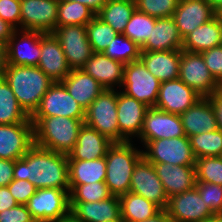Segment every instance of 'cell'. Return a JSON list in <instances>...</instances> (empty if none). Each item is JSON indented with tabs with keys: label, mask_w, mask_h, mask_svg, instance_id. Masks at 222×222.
Wrapping results in <instances>:
<instances>
[{
	"label": "cell",
	"mask_w": 222,
	"mask_h": 222,
	"mask_svg": "<svg viewBox=\"0 0 222 222\" xmlns=\"http://www.w3.org/2000/svg\"><path fill=\"white\" fill-rule=\"evenodd\" d=\"M13 178L28 180L36 189L69 190L68 156L34 145L14 161Z\"/></svg>",
	"instance_id": "6da1fadb"
},
{
	"label": "cell",
	"mask_w": 222,
	"mask_h": 222,
	"mask_svg": "<svg viewBox=\"0 0 222 222\" xmlns=\"http://www.w3.org/2000/svg\"><path fill=\"white\" fill-rule=\"evenodd\" d=\"M3 78L24 111L31 116L54 81L38 66L7 65Z\"/></svg>",
	"instance_id": "7a4b0ae2"
},
{
	"label": "cell",
	"mask_w": 222,
	"mask_h": 222,
	"mask_svg": "<svg viewBox=\"0 0 222 222\" xmlns=\"http://www.w3.org/2000/svg\"><path fill=\"white\" fill-rule=\"evenodd\" d=\"M30 120L36 146L67 155L75 146L84 125V119L63 116L30 117Z\"/></svg>",
	"instance_id": "3957f363"
},
{
	"label": "cell",
	"mask_w": 222,
	"mask_h": 222,
	"mask_svg": "<svg viewBox=\"0 0 222 222\" xmlns=\"http://www.w3.org/2000/svg\"><path fill=\"white\" fill-rule=\"evenodd\" d=\"M143 158V150H137L130 142L113 143L105 156V184L112 195L130 192L131 177L135 165Z\"/></svg>",
	"instance_id": "277c9868"
},
{
	"label": "cell",
	"mask_w": 222,
	"mask_h": 222,
	"mask_svg": "<svg viewBox=\"0 0 222 222\" xmlns=\"http://www.w3.org/2000/svg\"><path fill=\"white\" fill-rule=\"evenodd\" d=\"M84 123L105 135L113 143H119L117 91L104 89L85 110Z\"/></svg>",
	"instance_id": "5b68a950"
},
{
	"label": "cell",
	"mask_w": 222,
	"mask_h": 222,
	"mask_svg": "<svg viewBox=\"0 0 222 222\" xmlns=\"http://www.w3.org/2000/svg\"><path fill=\"white\" fill-rule=\"evenodd\" d=\"M25 205L36 222H57L71 213L69 190L36 189Z\"/></svg>",
	"instance_id": "8992f818"
},
{
	"label": "cell",
	"mask_w": 222,
	"mask_h": 222,
	"mask_svg": "<svg viewBox=\"0 0 222 222\" xmlns=\"http://www.w3.org/2000/svg\"><path fill=\"white\" fill-rule=\"evenodd\" d=\"M160 81L142 63L136 60L124 65L122 90L127 96L135 98L146 106L155 107L160 89Z\"/></svg>",
	"instance_id": "52a82bcc"
},
{
	"label": "cell",
	"mask_w": 222,
	"mask_h": 222,
	"mask_svg": "<svg viewBox=\"0 0 222 222\" xmlns=\"http://www.w3.org/2000/svg\"><path fill=\"white\" fill-rule=\"evenodd\" d=\"M143 157L150 163L195 166L196 157L187 136L148 141Z\"/></svg>",
	"instance_id": "ba28073f"
},
{
	"label": "cell",
	"mask_w": 222,
	"mask_h": 222,
	"mask_svg": "<svg viewBox=\"0 0 222 222\" xmlns=\"http://www.w3.org/2000/svg\"><path fill=\"white\" fill-rule=\"evenodd\" d=\"M179 78L202 97H210L222 88L197 52L181 50Z\"/></svg>",
	"instance_id": "9c48e42d"
},
{
	"label": "cell",
	"mask_w": 222,
	"mask_h": 222,
	"mask_svg": "<svg viewBox=\"0 0 222 222\" xmlns=\"http://www.w3.org/2000/svg\"><path fill=\"white\" fill-rule=\"evenodd\" d=\"M51 33L62 47L70 69H82L93 54L91 44L88 41L86 26H57Z\"/></svg>",
	"instance_id": "30bf717a"
},
{
	"label": "cell",
	"mask_w": 222,
	"mask_h": 222,
	"mask_svg": "<svg viewBox=\"0 0 222 222\" xmlns=\"http://www.w3.org/2000/svg\"><path fill=\"white\" fill-rule=\"evenodd\" d=\"M63 116L85 119V110L72 98L61 82H54L41 98L39 107L30 117Z\"/></svg>",
	"instance_id": "8fae6325"
},
{
	"label": "cell",
	"mask_w": 222,
	"mask_h": 222,
	"mask_svg": "<svg viewBox=\"0 0 222 222\" xmlns=\"http://www.w3.org/2000/svg\"><path fill=\"white\" fill-rule=\"evenodd\" d=\"M59 0H21L20 29L51 33L57 27Z\"/></svg>",
	"instance_id": "7c38bea8"
},
{
	"label": "cell",
	"mask_w": 222,
	"mask_h": 222,
	"mask_svg": "<svg viewBox=\"0 0 222 222\" xmlns=\"http://www.w3.org/2000/svg\"><path fill=\"white\" fill-rule=\"evenodd\" d=\"M130 192L143 196L156 204L161 210H165L168 206L169 198L154 165L144 157L135 165L131 177Z\"/></svg>",
	"instance_id": "4fadbf2b"
},
{
	"label": "cell",
	"mask_w": 222,
	"mask_h": 222,
	"mask_svg": "<svg viewBox=\"0 0 222 222\" xmlns=\"http://www.w3.org/2000/svg\"><path fill=\"white\" fill-rule=\"evenodd\" d=\"M183 136H186V134L180 115L150 107L146 111L142 131L138 138L145 145L148 141L152 140Z\"/></svg>",
	"instance_id": "5bb4252c"
},
{
	"label": "cell",
	"mask_w": 222,
	"mask_h": 222,
	"mask_svg": "<svg viewBox=\"0 0 222 222\" xmlns=\"http://www.w3.org/2000/svg\"><path fill=\"white\" fill-rule=\"evenodd\" d=\"M165 210L174 222H204L214 215L196 187L171 196Z\"/></svg>",
	"instance_id": "9a60e30c"
},
{
	"label": "cell",
	"mask_w": 222,
	"mask_h": 222,
	"mask_svg": "<svg viewBox=\"0 0 222 222\" xmlns=\"http://www.w3.org/2000/svg\"><path fill=\"white\" fill-rule=\"evenodd\" d=\"M34 145L33 123L0 124V159L15 161Z\"/></svg>",
	"instance_id": "2e32d148"
},
{
	"label": "cell",
	"mask_w": 222,
	"mask_h": 222,
	"mask_svg": "<svg viewBox=\"0 0 222 222\" xmlns=\"http://www.w3.org/2000/svg\"><path fill=\"white\" fill-rule=\"evenodd\" d=\"M202 98L194 89L180 78L160 83L155 108L181 115Z\"/></svg>",
	"instance_id": "e0dca14e"
},
{
	"label": "cell",
	"mask_w": 222,
	"mask_h": 222,
	"mask_svg": "<svg viewBox=\"0 0 222 222\" xmlns=\"http://www.w3.org/2000/svg\"><path fill=\"white\" fill-rule=\"evenodd\" d=\"M19 31L15 30L7 43V65L37 66L41 54V32Z\"/></svg>",
	"instance_id": "ac0fdd59"
},
{
	"label": "cell",
	"mask_w": 222,
	"mask_h": 222,
	"mask_svg": "<svg viewBox=\"0 0 222 222\" xmlns=\"http://www.w3.org/2000/svg\"><path fill=\"white\" fill-rule=\"evenodd\" d=\"M148 108L142 102L127 96L122 91L117 92L119 143L130 142L133 136H140Z\"/></svg>",
	"instance_id": "d6986e66"
},
{
	"label": "cell",
	"mask_w": 222,
	"mask_h": 222,
	"mask_svg": "<svg viewBox=\"0 0 222 222\" xmlns=\"http://www.w3.org/2000/svg\"><path fill=\"white\" fill-rule=\"evenodd\" d=\"M216 16V11L207 0H179L172 16L178 27L179 34L184 38L198 26Z\"/></svg>",
	"instance_id": "ffe728a7"
},
{
	"label": "cell",
	"mask_w": 222,
	"mask_h": 222,
	"mask_svg": "<svg viewBox=\"0 0 222 222\" xmlns=\"http://www.w3.org/2000/svg\"><path fill=\"white\" fill-rule=\"evenodd\" d=\"M37 66L54 82H61L71 71L62 47L52 33L41 32V54Z\"/></svg>",
	"instance_id": "44dd1931"
},
{
	"label": "cell",
	"mask_w": 222,
	"mask_h": 222,
	"mask_svg": "<svg viewBox=\"0 0 222 222\" xmlns=\"http://www.w3.org/2000/svg\"><path fill=\"white\" fill-rule=\"evenodd\" d=\"M71 214L81 222H122L119 196L99 202H70Z\"/></svg>",
	"instance_id": "7402d4cb"
},
{
	"label": "cell",
	"mask_w": 222,
	"mask_h": 222,
	"mask_svg": "<svg viewBox=\"0 0 222 222\" xmlns=\"http://www.w3.org/2000/svg\"><path fill=\"white\" fill-rule=\"evenodd\" d=\"M187 137L218 129L216 113L209 97H202L180 115Z\"/></svg>",
	"instance_id": "603a6c76"
},
{
	"label": "cell",
	"mask_w": 222,
	"mask_h": 222,
	"mask_svg": "<svg viewBox=\"0 0 222 222\" xmlns=\"http://www.w3.org/2000/svg\"><path fill=\"white\" fill-rule=\"evenodd\" d=\"M168 198L193 189L196 184L195 166L152 163Z\"/></svg>",
	"instance_id": "cb8c5ba5"
},
{
	"label": "cell",
	"mask_w": 222,
	"mask_h": 222,
	"mask_svg": "<svg viewBox=\"0 0 222 222\" xmlns=\"http://www.w3.org/2000/svg\"><path fill=\"white\" fill-rule=\"evenodd\" d=\"M82 70L91 75L105 89L121 87L123 83L124 64L106 56L103 52H93Z\"/></svg>",
	"instance_id": "d4e9b609"
},
{
	"label": "cell",
	"mask_w": 222,
	"mask_h": 222,
	"mask_svg": "<svg viewBox=\"0 0 222 222\" xmlns=\"http://www.w3.org/2000/svg\"><path fill=\"white\" fill-rule=\"evenodd\" d=\"M113 142L96 129L85 123L73 149L68 153V160H96L105 157Z\"/></svg>",
	"instance_id": "484cf974"
},
{
	"label": "cell",
	"mask_w": 222,
	"mask_h": 222,
	"mask_svg": "<svg viewBox=\"0 0 222 222\" xmlns=\"http://www.w3.org/2000/svg\"><path fill=\"white\" fill-rule=\"evenodd\" d=\"M181 50L141 51L140 60L160 82L179 78Z\"/></svg>",
	"instance_id": "4316f807"
},
{
	"label": "cell",
	"mask_w": 222,
	"mask_h": 222,
	"mask_svg": "<svg viewBox=\"0 0 222 222\" xmlns=\"http://www.w3.org/2000/svg\"><path fill=\"white\" fill-rule=\"evenodd\" d=\"M183 38L173 17L157 18L149 38L141 51L182 50Z\"/></svg>",
	"instance_id": "83f0119b"
},
{
	"label": "cell",
	"mask_w": 222,
	"mask_h": 222,
	"mask_svg": "<svg viewBox=\"0 0 222 222\" xmlns=\"http://www.w3.org/2000/svg\"><path fill=\"white\" fill-rule=\"evenodd\" d=\"M61 83L84 110H86L105 89L98 81L82 69L71 70Z\"/></svg>",
	"instance_id": "f1b7e54d"
},
{
	"label": "cell",
	"mask_w": 222,
	"mask_h": 222,
	"mask_svg": "<svg viewBox=\"0 0 222 222\" xmlns=\"http://www.w3.org/2000/svg\"><path fill=\"white\" fill-rule=\"evenodd\" d=\"M222 43V19L217 15L183 38L182 50L200 53Z\"/></svg>",
	"instance_id": "f546056e"
},
{
	"label": "cell",
	"mask_w": 222,
	"mask_h": 222,
	"mask_svg": "<svg viewBox=\"0 0 222 222\" xmlns=\"http://www.w3.org/2000/svg\"><path fill=\"white\" fill-rule=\"evenodd\" d=\"M69 185L105 182V157L96 160H68Z\"/></svg>",
	"instance_id": "4dcf8cb0"
},
{
	"label": "cell",
	"mask_w": 222,
	"mask_h": 222,
	"mask_svg": "<svg viewBox=\"0 0 222 222\" xmlns=\"http://www.w3.org/2000/svg\"><path fill=\"white\" fill-rule=\"evenodd\" d=\"M119 199L122 222H141L161 211L156 204L133 192L122 194Z\"/></svg>",
	"instance_id": "1f68e13d"
},
{
	"label": "cell",
	"mask_w": 222,
	"mask_h": 222,
	"mask_svg": "<svg viewBox=\"0 0 222 222\" xmlns=\"http://www.w3.org/2000/svg\"><path fill=\"white\" fill-rule=\"evenodd\" d=\"M135 9V0H107L96 16L117 33L123 34Z\"/></svg>",
	"instance_id": "d6a6232c"
},
{
	"label": "cell",
	"mask_w": 222,
	"mask_h": 222,
	"mask_svg": "<svg viewBox=\"0 0 222 222\" xmlns=\"http://www.w3.org/2000/svg\"><path fill=\"white\" fill-rule=\"evenodd\" d=\"M32 123L30 116L18 103L11 87L0 78V124Z\"/></svg>",
	"instance_id": "836d02e7"
},
{
	"label": "cell",
	"mask_w": 222,
	"mask_h": 222,
	"mask_svg": "<svg viewBox=\"0 0 222 222\" xmlns=\"http://www.w3.org/2000/svg\"><path fill=\"white\" fill-rule=\"evenodd\" d=\"M96 15L79 2L59 1L57 26H86Z\"/></svg>",
	"instance_id": "e575fe53"
},
{
	"label": "cell",
	"mask_w": 222,
	"mask_h": 222,
	"mask_svg": "<svg viewBox=\"0 0 222 222\" xmlns=\"http://www.w3.org/2000/svg\"><path fill=\"white\" fill-rule=\"evenodd\" d=\"M156 17L147 15L135 9L126 25L123 35L142 47L154 28Z\"/></svg>",
	"instance_id": "d590c367"
},
{
	"label": "cell",
	"mask_w": 222,
	"mask_h": 222,
	"mask_svg": "<svg viewBox=\"0 0 222 222\" xmlns=\"http://www.w3.org/2000/svg\"><path fill=\"white\" fill-rule=\"evenodd\" d=\"M191 148L196 159L210 156H222V130L193 135L190 138Z\"/></svg>",
	"instance_id": "8d00e7d4"
},
{
	"label": "cell",
	"mask_w": 222,
	"mask_h": 222,
	"mask_svg": "<svg viewBox=\"0 0 222 222\" xmlns=\"http://www.w3.org/2000/svg\"><path fill=\"white\" fill-rule=\"evenodd\" d=\"M103 53L125 65L140 59L141 47L125 35L118 33Z\"/></svg>",
	"instance_id": "74e56055"
},
{
	"label": "cell",
	"mask_w": 222,
	"mask_h": 222,
	"mask_svg": "<svg viewBox=\"0 0 222 222\" xmlns=\"http://www.w3.org/2000/svg\"><path fill=\"white\" fill-rule=\"evenodd\" d=\"M86 30L93 52H103L118 34L97 16L86 25Z\"/></svg>",
	"instance_id": "f35d334b"
},
{
	"label": "cell",
	"mask_w": 222,
	"mask_h": 222,
	"mask_svg": "<svg viewBox=\"0 0 222 222\" xmlns=\"http://www.w3.org/2000/svg\"><path fill=\"white\" fill-rule=\"evenodd\" d=\"M111 196L105 182L69 185L70 202H99Z\"/></svg>",
	"instance_id": "ab89813d"
},
{
	"label": "cell",
	"mask_w": 222,
	"mask_h": 222,
	"mask_svg": "<svg viewBox=\"0 0 222 222\" xmlns=\"http://www.w3.org/2000/svg\"><path fill=\"white\" fill-rule=\"evenodd\" d=\"M196 182L213 183L222 186V156L196 159Z\"/></svg>",
	"instance_id": "60d3db41"
},
{
	"label": "cell",
	"mask_w": 222,
	"mask_h": 222,
	"mask_svg": "<svg viewBox=\"0 0 222 222\" xmlns=\"http://www.w3.org/2000/svg\"><path fill=\"white\" fill-rule=\"evenodd\" d=\"M179 0H135L136 9L156 18L174 15Z\"/></svg>",
	"instance_id": "b9f144b4"
},
{
	"label": "cell",
	"mask_w": 222,
	"mask_h": 222,
	"mask_svg": "<svg viewBox=\"0 0 222 222\" xmlns=\"http://www.w3.org/2000/svg\"><path fill=\"white\" fill-rule=\"evenodd\" d=\"M200 197L214 214L221 215L222 208V186L213 183L196 182Z\"/></svg>",
	"instance_id": "7bdbcfd3"
},
{
	"label": "cell",
	"mask_w": 222,
	"mask_h": 222,
	"mask_svg": "<svg viewBox=\"0 0 222 222\" xmlns=\"http://www.w3.org/2000/svg\"><path fill=\"white\" fill-rule=\"evenodd\" d=\"M208 70L222 86V45L200 52Z\"/></svg>",
	"instance_id": "ee69618b"
},
{
	"label": "cell",
	"mask_w": 222,
	"mask_h": 222,
	"mask_svg": "<svg viewBox=\"0 0 222 222\" xmlns=\"http://www.w3.org/2000/svg\"><path fill=\"white\" fill-rule=\"evenodd\" d=\"M21 0H0V18L19 30ZM19 25V26H18Z\"/></svg>",
	"instance_id": "f6af8a7d"
},
{
	"label": "cell",
	"mask_w": 222,
	"mask_h": 222,
	"mask_svg": "<svg viewBox=\"0 0 222 222\" xmlns=\"http://www.w3.org/2000/svg\"><path fill=\"white\" fill-rule=\"evenodd\" d=\"M8 188L18 204H26L30 197L36 192V187L28 180L14 179L8 185Z\"/></svg>",
	"instance_id": "bcb514c9"
},
{
	"label": "cell",
	"mask_w": 222,
	"mask_h": 222,
	"mask_svg": "<svg viewBox=\"0 0 222 222\" xmlns=\"http://www.w3.org/2000/svg\"><path fill=\"white\" fill-rule=\"evenodd\" d=\"M0 222H36L25 204L0 212Z\"/></svg>",
	"instance_id": "7dc6e473"
},
{
	"label": "cell",
	"mask_w": 222,
	"mask_h": 222,
	"mask_svg": "<svg viewBox=\"0 0 222 222\" xmlns=\"http://www.w3.org/2000/svg\"><path fill=\"white\" fill-rule=\"evenodd\" d=\"M14 161L0 159V187L8 186L13 180Z\"/></svg>",
	"instance_id": "c3c4849f"
},
{
	"label": "cell",
	"mask_w": 222,
	"mask_h": 222,
	"mask_svg": "<svg viewBox=\"0 0 222 222\" xmlns=\"http://www.w3.org/2000/svg\"><path fill=\"white\" fill-rule=\"evenodd\" d=\"M16 205H18V202L10 193L8 186H1L0 187V212L4 211L5 209H10Z\"/></svg>",
	"instance_id": "681fc988"
},
{
	"label": "cell",
	"mask_w": 222,
	"mask_h": 222,
	"mask_svg": "<svg viewBox=\"0 0 222 222\" xmlns=\"http://www.w3.org/2000/svg\"><path fill=\"white\" fill-rule=\"evenodd\" d=\"M216 113L217 125L222 130V88L209 97Z\"/></svg>",
	"instance_id": "f907efd6"
},
{
	"label": "cell",
	"mask_w": 222,
	"mask_h": 222,
	"mask_svg": "<svg viewBox=\"0 0 222 222\" xmlns=\"http://www.w3.org/2000/svg\"><path fill=\"white\" fill-rule=\"evenodd\" d=\"M16 29L0 18V42L7 44Z\"/></svg>",
	"instance_id": "816d5d0a"
},
{
	"label": "cell",
	"mask_w": 222,
	"mask_h": 222,
	"mask_svg": "<svg viewBox=\"0 0 222 222\" xmlns=\"http://www.w3.org/2000/svg\"><path fill=\"white\" fill-rule=\"evenodd\" d=\"M67 2H79L86 5L95 15L100 12V9L104 6L107 0H59Z\"/></svg>",
	"instance_id": "f5cc1de1"
},
{
	"label": "cell",
	"mask_w": 222,
	"mask_h": 222,
	"mask_svg": "<svg viewBox=\"0 0 222 222\" xmlns=\"http://www.w3.org/2000/svg\"><path fill=\"white\" fill-rule=\"evenodd\" d=\"M7 67V44L0 42V78Z\"/></svg>",
	"instance_id": "db71d44e"
},
{
	"label": "cell",
	"mask_w": 222,
	"mask_h": 222,
	"mask_svg": "<svg viewBox=\"0 0 222 222\" xmlns=\"http://www.w3.org/2000/svg\"><path fill=\"white\" fill-rule=\"evenodd\" d=\"M141 222H174L166 212V210H161L157 215H155L153 218L146 219Z\"/></svg>",
	"instance_id": "11a10c76"
},
{
	"label": "cell",
	"mask_w": 222,
	"mask_h": 222,
	"mask_svg": "<svg viewBox=\"0 0 222 222\" xmlns=\"http://www.w3.org/2000/svg\"><path fill=\"white\" fill-rule=\"evenodd\" d=\"M212 8L217 12L222 6V0H207Z\"/></svg>",
	"instance_id": "9f6ffc18"
},
{
	"label": "cell",
	"mask_w": 222,
	"mask_h": 222,
	"mask_svg": "<svg viewBox=\"0 0 222 222\" xmlns=\"http://www.w3.org/2000/svg\"><path fill=\"white\" fill-rule=\"evenodd\" d=\"M57 222H81L80 220H78L74 215H72L71 213L69 215H67L66 217L60 219Z\"/></svg>",
	"instance_id": "6f0895ef"
},
{
	"label": "cell",
	"mask_w": 222,
	"mask_h": 222,
	"mask_svg": "<svg viewBox=\"0 0 222 222\" xmlns=\"http://www.w3.org/2000/svg\"><path fill=\"white\" fill-rule=\"evenodd\" d=\"M204 222H222V215L220 214H214Z\"/></svg>",
	"instance_id": "680465c9"
},
{
	"label": "cell",
	"mask_w": 222,
	"mask_h": 222,
	"mask_svg": "<svg viewBox=\"0 0 222 222\" xmlns=\"http://www.w3.org/2000/svg\"><path fill=\"white\" fill-rule=\"evenodd\" d=\"M216 15L222 19V6L220 7V9L216 12Z\"/></svg>",
	"instance_id": "91938a15"
}]
</instances>
